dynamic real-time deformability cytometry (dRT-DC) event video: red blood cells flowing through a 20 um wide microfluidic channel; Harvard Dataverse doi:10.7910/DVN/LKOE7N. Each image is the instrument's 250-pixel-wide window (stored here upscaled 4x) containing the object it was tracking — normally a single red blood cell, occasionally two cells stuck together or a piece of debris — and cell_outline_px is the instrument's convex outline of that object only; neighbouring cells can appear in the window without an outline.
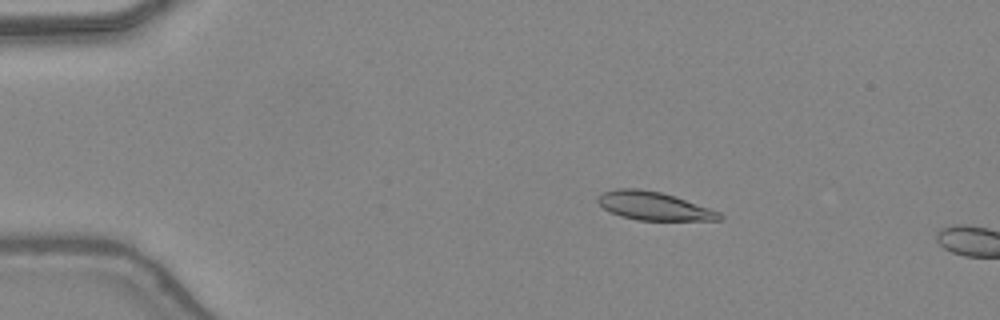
{"species": "common noctule bat (a hibernating species)", "species_latin": "Nyctalus noctula", "temperature_condition": "warm", "stored_images_in_passage": 11, "camera_frame_rate_fps": 3000, "um_per_image_px": 0.085, "animal": {"sex": "female", "body_mass_g": 24.6, "forearm_length_mm": 56.2}, "frame": {"image": 1, "passage_image": 8, "time_ms": 2.333, "image_size_px": [1000, 320], "cell_outline_px": [[724, 220], [636, 220], [620, 216], [604, 208], [596, 200], [596, 196], [604, 192], [616, 188], [636, 188], [660, 192], [676, 196], [720, 212], [724, 216]], "centroid_in_image_um": [55.58, 17.51], "position_along_channel_um": 29.4, "area_um2": 20.11}}